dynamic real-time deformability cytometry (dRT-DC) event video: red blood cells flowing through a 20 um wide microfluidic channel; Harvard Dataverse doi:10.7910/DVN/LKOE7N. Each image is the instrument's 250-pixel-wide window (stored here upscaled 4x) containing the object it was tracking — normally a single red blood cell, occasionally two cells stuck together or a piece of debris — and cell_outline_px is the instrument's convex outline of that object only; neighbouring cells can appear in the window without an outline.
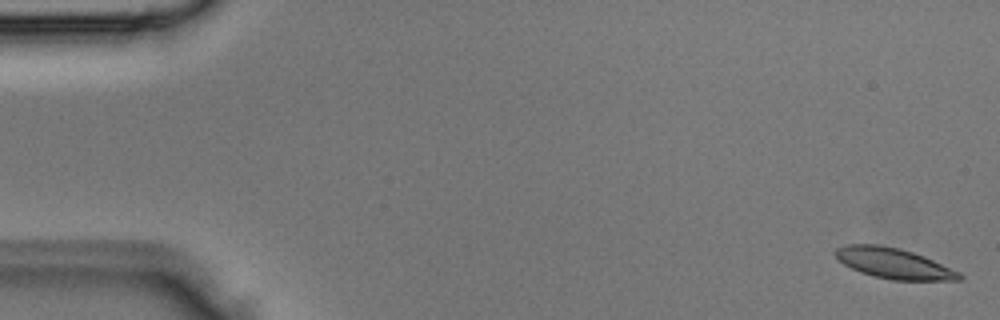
{"species": "Egyptian fruit bat (a non-hibernating species)", "species_latin": "Rousettus aegyptiacus", "temperature_condition": "room temperature", "stored_images_in_passage": 4, "camera_frame_rate_fps": 3000, "um_per_image_px": 0.085, "animal": {"sex": "male"}, "frame": {"image": 1, "passage_image": 1, "time_ms": 0.0, "image_size_px": [1000, 320], "cell_outline_px": [[964, 276], [960, 280], [892, 280], [872, 276], [860, 272], [844, 264], [836, 256], [836, 248], [848, 244], [880, 244], [900, 248], [924, 256], [960, 272]], "centroid_in_image_um": [75.98, 22.38], "position_along_channel_um": 9.0, "area_um2": 21.96}}
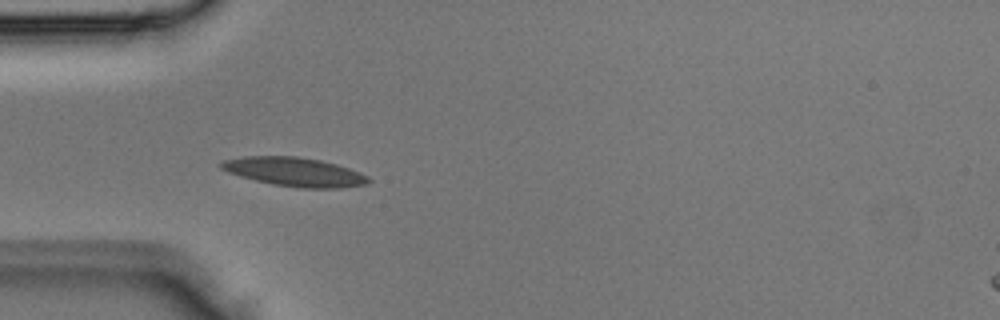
{"frame": {"image": 2, "passage_image": 4, "time_ms": 1.0, "image_size_px": [1000, 320], "cell_outline_px": [[372, 180], [368, 184], [340, 188], [300, 188], [272, 184], [240, 176], [228, 172], [220, 168], [216, 164], [224, 160], [244, 156], [296, 156], [320, 160], [336, 164], [360, 172], [368, 176]], "centroid_in_image_um": [25.03, 14.61], "position_along_channel_um": 60.0, "area_um2": 24.91}}